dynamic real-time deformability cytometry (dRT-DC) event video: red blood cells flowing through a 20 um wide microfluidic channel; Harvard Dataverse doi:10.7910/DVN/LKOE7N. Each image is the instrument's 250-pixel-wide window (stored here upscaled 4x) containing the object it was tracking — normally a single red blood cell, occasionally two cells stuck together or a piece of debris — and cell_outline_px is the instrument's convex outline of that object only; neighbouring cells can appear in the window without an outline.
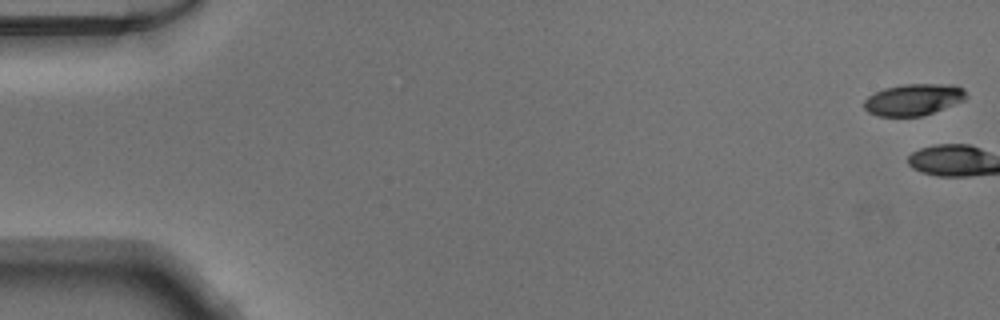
{"species": "Egyptian fruit bat (a non-hibernating species)", "species_latin": "Rousettus aegyptiacus", "temperature_condition": "warm", "stored_images_in_passage": 2, "camera_frame_rate_fps": 3000, "um_per_image_px": 0.085, "animal": {"sex": "male"}, "frame": {"image": 1, "passage_image": 1, "time_ms": 0.0, "image_size_px": [1000, 320], "cell_outline_px": [[968, 96], [964, 100], [924, 116], [876, 116], [868, 112], [864, 108], [864, 100], [868, 96], [884, 88], [904, 84], [956, 84], [964, 88]], "centroid_in_image_um": [77.67, 8.46], "position_along_channel_um": 7.3, "area_um2": 18.96}}